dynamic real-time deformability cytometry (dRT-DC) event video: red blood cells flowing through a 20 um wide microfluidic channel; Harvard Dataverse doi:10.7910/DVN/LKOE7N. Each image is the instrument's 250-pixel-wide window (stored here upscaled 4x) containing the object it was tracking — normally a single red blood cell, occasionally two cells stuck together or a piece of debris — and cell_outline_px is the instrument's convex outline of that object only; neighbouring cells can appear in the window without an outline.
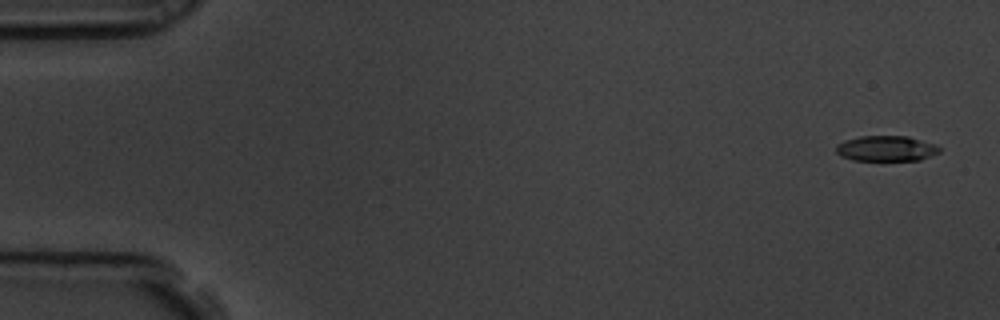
{"species": "common noctule bat (a hibernating species)", "species_latin": "Nyctalus noctula", "temperature_condition": "room temperature", "stored_images_in_passage": 15, "camera_frame_rate_fps": 3000, "um_per_image_px": 0.085, "animal": {"sex": "male", "body_mass_g": 19.5, "forearm_length_mm": 54.6}, "frame": {"image": 1, "passage_image": 1, "time_ms": 0.0, "image_size_px": [1000, 320], "cell_outline_px": [[940, 152], [920, 160], [852, 160], [840, 156], [836, 152], [836, 144], [844, 140], [860, 136], [908, 136], [936, 144], [940, 148]], "centroid_in_image_um": [75.32, 12.61], "position_along_channel_um": 9.7, "area_um2": 15.43}}
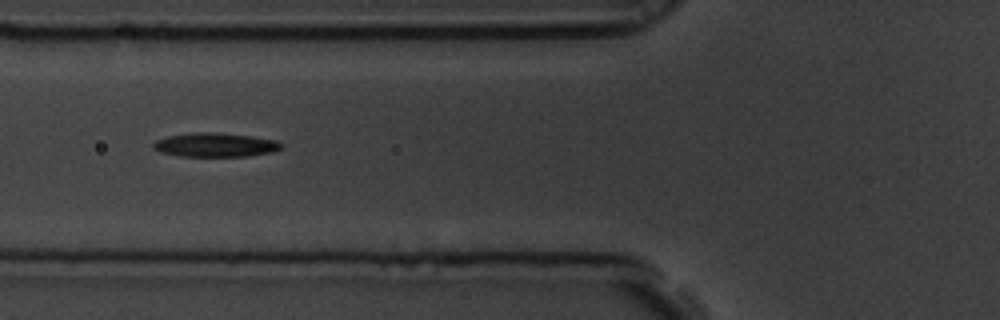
{"frame": {"image": 2, "passage_image": 6, "time_ms": 1.667, "image_size_px": [1000, 320], "cell_outline_px": [[284, 144], [280, 148], [272, 152], [248, 156], [180, 156], [160, 152], [152, 148], [152, 144], [156, 140], [168, 136], [192, 132], [212, 132], [252, 136], [276, 140]], "centroid_in_image_um": [18.28, 12.31], "position_along_channel_um": 107.5, "area_um2": 17.92}}
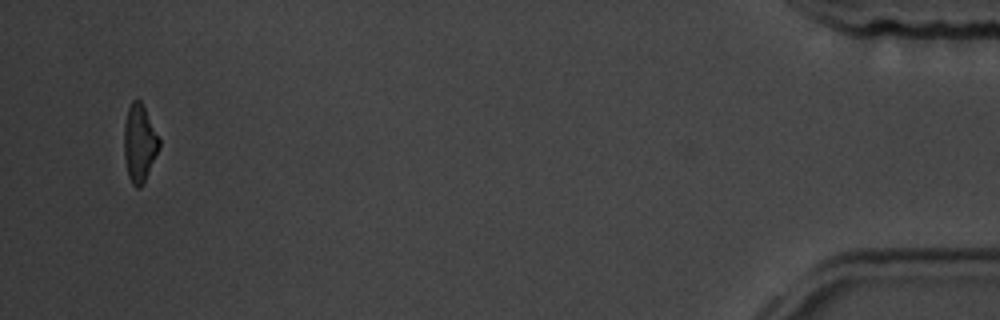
{"frame": {"image": 3, "passage_image": 15, "time_ms": 4.667, "image_size_px": [1000, 320], "cell_outline_px": [[160, 148], [140, 188], [136, 188], [132, 184], [128, 176], [124, 156], [124, 124], [128, 108], [132, 100], [140, 100], [160, 140]], "centroid_in_image_um": [11.84, 12.18], "position_along_channel_um": 423.4, "area_um2": 15.61}}